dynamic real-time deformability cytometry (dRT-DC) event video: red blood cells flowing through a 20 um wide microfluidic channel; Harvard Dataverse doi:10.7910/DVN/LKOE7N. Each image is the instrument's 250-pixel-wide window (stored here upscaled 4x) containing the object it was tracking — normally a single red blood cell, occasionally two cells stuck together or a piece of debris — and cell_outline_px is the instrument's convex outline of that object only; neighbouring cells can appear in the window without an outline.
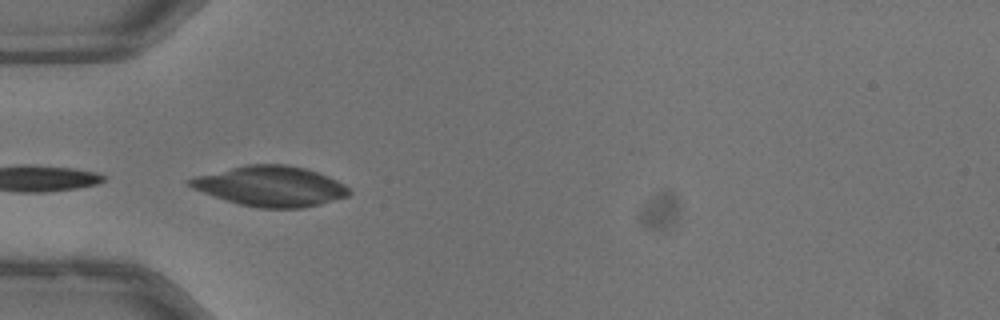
{"species": "common noctule bat (a hibernating species)", "species_latin": "Nyctalus noctula", "temperature_condition": "warm", "stored_images_in_passage": 52, "camera_frame_rate_fps": 3000, "um_per_image_px": 0.085, "animal": {"sex": "male", "body_mass_g": 13.3}, "frame": {"image": 1, "passage_image": 18, "time_ms": 5.667, "image_size_px": [1000, 320], "cell_outline_px": [[352, 192], [348, 196], [320, 204], [304, 208], [260, 208], [240, 204], [192, 188], [184, 180], [196, 176], [248, 164], [284, 164], [304, 168], [328, 176], [344, 184]], "centroid_in_image_um": [23.02, 15.82], "position_along_channel_um": 62.0, "area_um2": 36.93}, "authors_computed_cell_mechanics": {"area_um2": 21.0103, "velocity_mm_per_s": 3.9945, "shape_relaxation_time_tau1_ms": 2.4435, "shape_relaxation_time_tau2_ms": 3.9248, "deformation_change_tau1": 0.1186, "deformation_change_tau2": 0.0778}}